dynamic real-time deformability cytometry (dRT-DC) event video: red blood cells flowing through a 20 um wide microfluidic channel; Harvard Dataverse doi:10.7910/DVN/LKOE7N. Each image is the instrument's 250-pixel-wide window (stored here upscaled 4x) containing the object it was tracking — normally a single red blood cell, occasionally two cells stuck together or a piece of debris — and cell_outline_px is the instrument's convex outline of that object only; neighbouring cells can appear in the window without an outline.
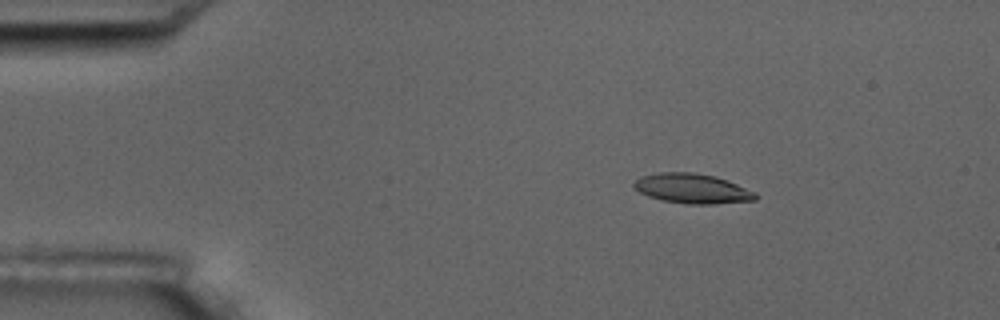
{"species": "common noctule bat (a hibernating species)", "species_latin": "Nyctalus noctula", "temperature_condition": "room temperature", "stored_images_in_passage": 3, "camera_frame_rate_fps": 3000, "um_per_image_px": 0.085, "animal": {"sex": "male", "body_mass_g": 17.5, "forearm_length_mm": 52.3}, "frame": {"image": 1, "passage_image": 1, "time_ms": 0.0, "image_size_px": [1000, 320], "cell_outline_px": [[756, 200], [716, 204], [688, 204], [660, 200], [648, 196], [640, 192], [632, 184], [640, 176], [660, 172], [692, 172], [716, 176], [728, 180], [756, 192]], "centroid_in_image_um": [58.85, 16.02], "position_along_channel_um": 26.1, "area_um2": 21.21}}